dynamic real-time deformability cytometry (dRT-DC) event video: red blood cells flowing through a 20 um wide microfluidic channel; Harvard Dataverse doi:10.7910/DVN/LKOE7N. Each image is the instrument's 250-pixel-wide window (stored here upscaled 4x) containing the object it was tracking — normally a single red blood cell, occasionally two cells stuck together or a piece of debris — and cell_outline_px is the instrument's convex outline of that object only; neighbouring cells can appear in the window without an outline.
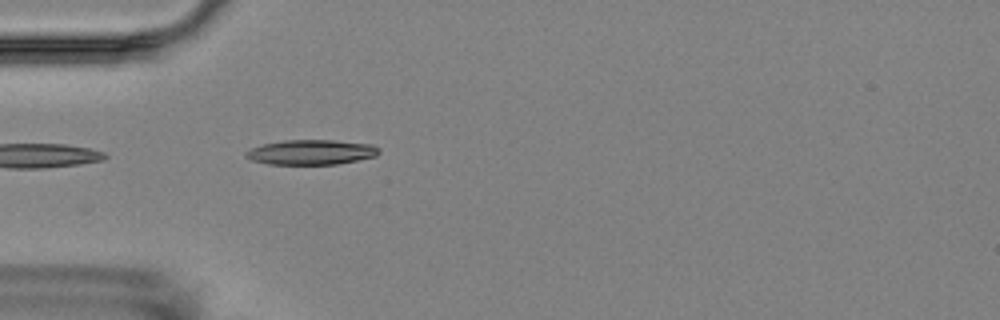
{"species": "Egyptian fruit bat (a non-hibernating species)", "species_latin": "Rousettus aegyptiacus", "temperature_condition": "room temperature", "stored_images_in_passage": 4, "camera_frame_rate_fps": 3000, "um_per_image_px": 0.085, "animal": {"sex": "female"}, "frame": {"image": 1, "passage_image": 4, "time_ms": 4.333, "image_size_px": [1000, 320], "cell_outline_px": [[380, 152], [376, 156], [336, 164], [268, 164], [252, 160], [244, 156], [244, 152], [252, 148], [264, 144], [284, 140], [332, 140], [372, 144], [380, 148]], "centroid_in_image_um": [26.46, 12.93], "position_along_channel_um": 58.5, "area_um2": 19.25}}